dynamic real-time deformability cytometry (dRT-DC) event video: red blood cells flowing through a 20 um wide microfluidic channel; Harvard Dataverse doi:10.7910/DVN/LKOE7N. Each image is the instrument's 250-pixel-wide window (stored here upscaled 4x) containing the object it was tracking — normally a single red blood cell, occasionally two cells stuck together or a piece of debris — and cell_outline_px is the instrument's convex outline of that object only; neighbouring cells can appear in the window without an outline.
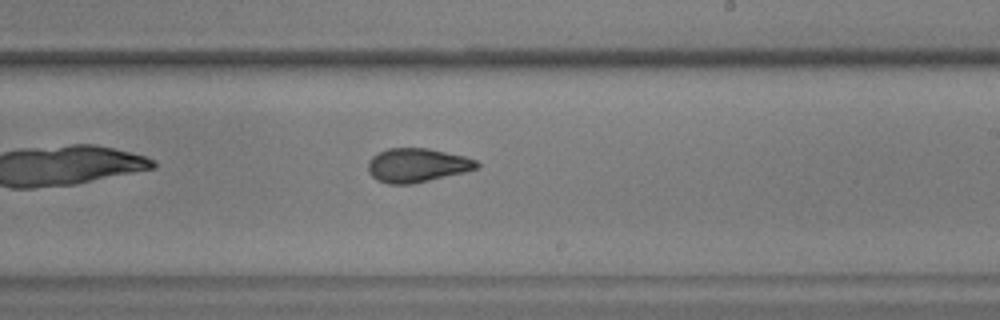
{"species": "common noctule bat (a hibernating species)", "species_latin": "Nyctalus noctula", "temperature_condition": "warm", "stored_images_in_passage": 41, "camera_frame_rate_fps": 3000, "um_per_image_px": 0.085, "animal": {"sex": "male", "body_mass_g": 17.9, "forearm_length_mm": 54.2}, "frame": {"image": 1, "passage_image": 18, "time_ms": 5.667, "image_size_px": [1000, 320], "cell_outline_px": [[480, 164], [476, 168], [464, 172], [412, 184], [388, 184], [376, 180], [368, 172], [368, 160], [372, 156], [388, 148], [428, 148], [464, 156], [476, 160]], "centroid_in_image_um": [35.42, 14.05], "position_along_channel_um": 253.6, "area_um2": 21.44}}
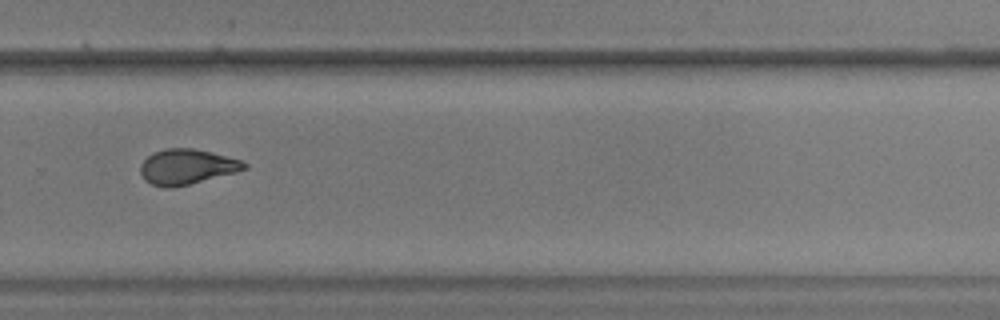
{"frame": {"image": 2, "passage_image": 23, "time_ms": 7.333, "image_size_px": [1000, 320], "cell_outline_px": [[248, 168], [236, 172], [188, 184], [168, 188], [164, 188], [152, 184], [144, 180], [140, 172], [140, 164], [152, 152], [164, 148], [192, 148], [212, 152], [244, 160], [248, 164]], "centroid_in_image_um": [15.88, 14.16], "position_along_channel_um": 313.9, "area_um2": 21.44}, "authors_computed_cell_mechanics": {"area_um2": 21.675, "velocity_mm_per_s": 3.6373, "shape_relaxation_time_tau1_ms": 8.2882, "shape_relaxation_time_tau2_ms": 1.5709, "deformation_change_tau1": 0.2159, "deformation_change_tau2": 0.0714}}